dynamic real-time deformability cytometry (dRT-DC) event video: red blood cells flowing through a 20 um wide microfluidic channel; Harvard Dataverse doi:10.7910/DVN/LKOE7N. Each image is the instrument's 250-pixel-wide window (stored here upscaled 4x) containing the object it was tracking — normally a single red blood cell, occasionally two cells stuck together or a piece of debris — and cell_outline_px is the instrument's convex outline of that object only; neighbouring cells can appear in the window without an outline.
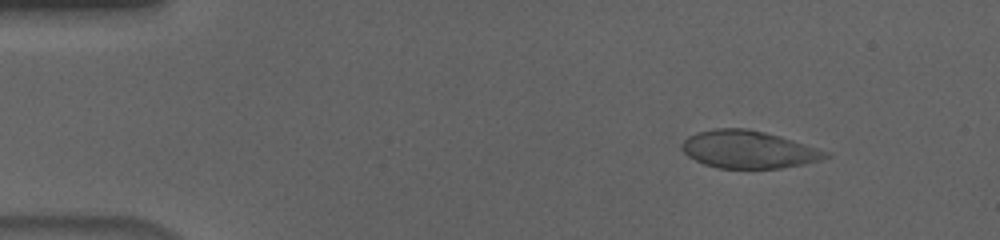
{"species": "human", "species_latin": "Homo sapiens", "temperature_condition": "cold", "stored_images_in_passage": 56, "camera_frame_rate_fps": 3000, "um_per_image_px": 0.085, "donor": {"sex": "male"}, "frame": {"image": 1, "passage_image": 7, "time_ms": 2.0, "image_size_px": [1000, 240], "cell_outline_px": [[832, 156], [820, 160], [804, 164], [780, 168], [720, 168], [704, 164], [688, 156], [680, 148], [680, 144], [688, 136], [696, 132], [716, 128], [748, 128], [780, 136], [828, 152]], "centroid_in_image_um": [63.59, 12.7], "position_along_channel_um": 21.4, "area_um2": 31.39}}
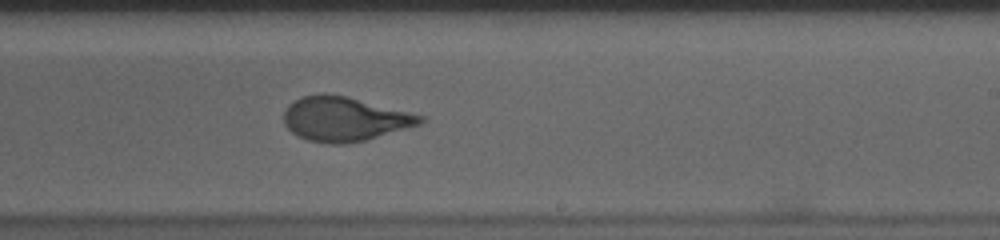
{"frame": {"image": 2, "passage_image": 34, "time_ms": 11.0, "image_size_px": [1000, 240], "cell_outline_px": [[428, 116], [420, 124], [368, 140], [344, 144], [328, 144], [308, 140], [292, 132], [284, 124], [284, 112], [288, 104], [300, 96], [320, 92], [348, 96]], "centroid_in_image_um": [29.3, 10.09], "position_along_channel_um": 259.7, "area_um2": 35.78}}
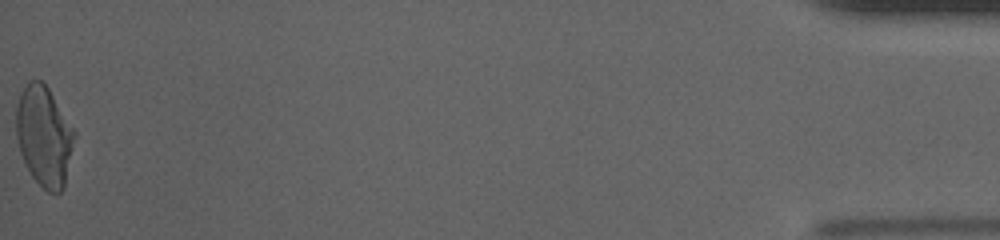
{"frame": {"image": 3, "passage_image": 56, "time_ms": 18.333, "image_size_px": [1000, 240], "cell_outline_px": [[76, 136], [64, 188], [56, 196], [48, 192], [32, 176], [20, 152], [16, 136], [16, 104], [20, 92], [28, 80], [40, 80], [48, 88], [76, 132]], "centroid_in_image_um": [3.75, 11.58], "position_along_channel_um": 431.4, "area_um2": 34.16}, "authors_computed_cell_mechanics": {"area_um2": 34.1309, "velocity_mm_per_s": 3.6532, "shape_relaxation_time_tau1_ms": 4.4043, "shape_relaxation_time_tau2_ms": null, "deformation_change_tau1": 0.1825, "deformation_change_tau2": null}}